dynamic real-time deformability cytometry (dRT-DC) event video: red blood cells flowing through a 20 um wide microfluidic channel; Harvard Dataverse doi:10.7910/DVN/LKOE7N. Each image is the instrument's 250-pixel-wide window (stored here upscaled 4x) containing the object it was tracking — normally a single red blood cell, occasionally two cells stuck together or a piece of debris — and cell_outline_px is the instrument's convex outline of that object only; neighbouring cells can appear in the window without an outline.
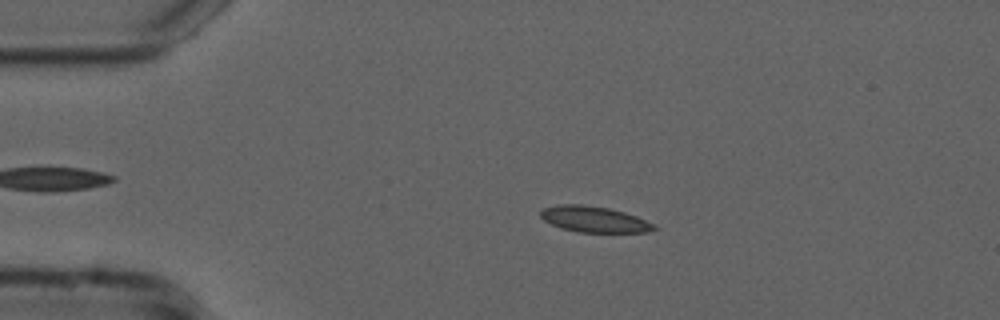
{"species": "common noctule bat (a hibernating species)", "species_latin": "Nyctalus noctula", "temperature_condition": "cold", "stored_images_in_passage": 54, "camera_frame_rate_fps": 3000, "um_per_image_px": 0.085, "animal": {"sex": "male", "forearm_length_mm": 52.5}, "frame": {"image": 1, "passage_image": 11, "time_ms": 3.333, "image_size_px": [1000, 320], "cell_outline_px": [[656, 228], [648, 232], [576, 232], [560, 228], [544, 220], [540, 216], [540, 212], [544, 208], [560, 204], [580, 204], [608, 208], [624, 212], [636, 216], [656, 224]], "centroid_in_image_um": [50.5, 18.64], "position_along_channel_um": 34.5, "area_um2": 17.11}}
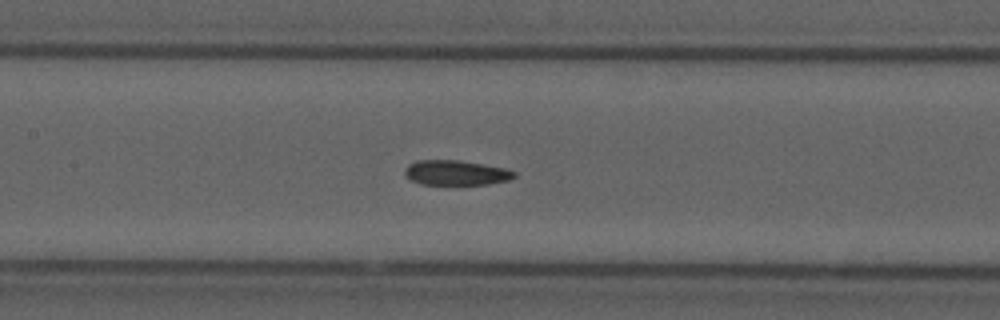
{"frame": {"image": 2, "passage_image": 25, "time_ms": 8.0, "image_size_px": [1000, 320], "cell_outline_px": [[516, 176], [508, 180], [488, 184], [420, 184], [412, 180], [404, 172], [404, 168], [408, 164], [416, 160], [460, 160], [504, 168], [516, 172]], "centroid_in_image_um": [38.74, 14.67], "position_along_channel_um": 168.7, "area_um2": 15.78}}
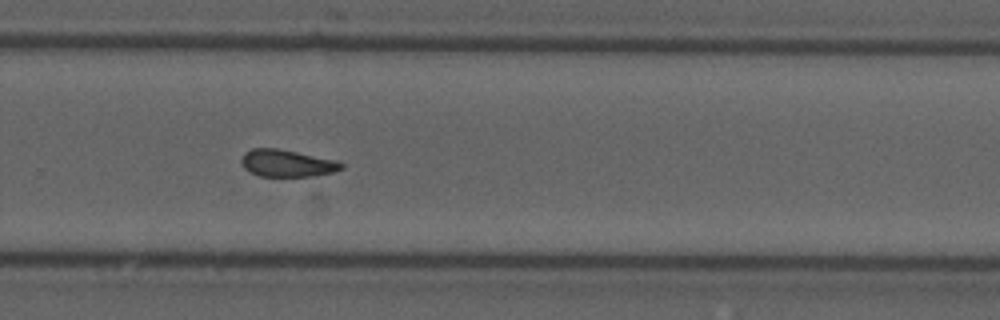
{"frame": {"image": 3, "passage_image": 36, "time_ms": 11.667, "image_size_px": [1000, 320], "cell_outline_px": [[344, 168], [332, 172], [316, 176], [260, 176], [244, 168], [240, 160], [244, 152], [252, 148], [276, 148], [336, 160], [344, 164]], "centroid_in_image_um": [24.39, 13.87], "position_along_channel_um": 305.4, "area_um2": 15.72}, "authors_computed_cell_mechanics": {"area_um2": 16.5597, "velocity_mm_per_s": 3.7506, "shape_relaxation_time_tau1_ms": null, "shape_relaxation_time_tau2_ms": 4.601, "deformation_change_tau1": null, "deformation_change_tau2": 0.0951}}